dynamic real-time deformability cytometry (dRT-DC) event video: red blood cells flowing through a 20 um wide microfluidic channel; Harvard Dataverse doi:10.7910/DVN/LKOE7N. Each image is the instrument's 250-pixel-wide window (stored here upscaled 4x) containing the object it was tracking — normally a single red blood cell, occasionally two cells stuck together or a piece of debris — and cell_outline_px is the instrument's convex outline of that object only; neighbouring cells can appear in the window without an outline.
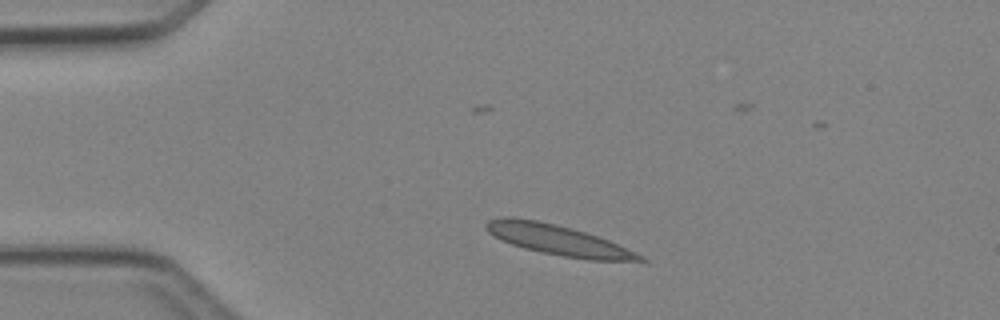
{"species": "Egyptian fruit bat (a non-hibernating species)", "species_latin": "Rousettus aegyptiacus", "temperature_condition": "cold", "stored_images_in_passage": 2, "camera_frame_rate_fps": 3000, "um_per_image_px": 0.085, "animal": {"sex": "female"}, "frame": {"image": 1, "passage_image": 1, "time_ms": 0.0, "image_size_px": [1000, 320], "cell_outline_px": [[648, 260], [588, 260], [540, 252], [524, 248], [500, 240], [488, 232], [484, 228], [484, 224], [488, 220], [500, 216], [512, 216], [536, 220], [556, 224], [572, 228], [608, 240], [644, 256]], "centroid_in_image_um": [47.33, 20.38], "position_along_channel_um": 37.7, "area_um2": 26.93}}